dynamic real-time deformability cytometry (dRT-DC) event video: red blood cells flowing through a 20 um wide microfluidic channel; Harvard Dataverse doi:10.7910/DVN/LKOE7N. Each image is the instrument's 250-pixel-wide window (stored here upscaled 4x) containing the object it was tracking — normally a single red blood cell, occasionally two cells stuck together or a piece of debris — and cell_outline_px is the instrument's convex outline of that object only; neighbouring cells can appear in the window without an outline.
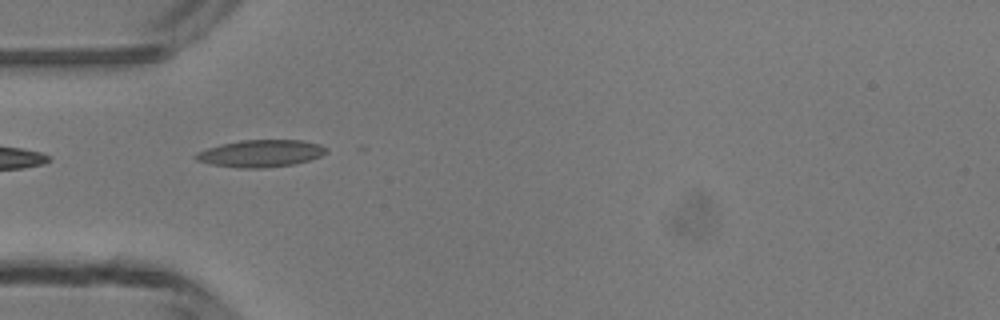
{"species": "common noctule bat (a hibernating species)", "species_latin": "Nyctalus noctula", "temperature_condition": "room temperature", "stored_images_in_passage": 2, "camera_frame_rate_fps": 3000, "um_per_image_px": 0.085, "animal": {"sex": "male", "body_mass_g": 13.3}, "frame": {"image": 1, "passage_image": 2, "time_ms": 1.0, "image_size_px": [1000, 320], "cell_outline_px": [[328, 152], [320, 156], [308, 160], [292, 164], [264, 168], [236, 168], [212, 164], [196, 160], [192, 156], [196, 152], [220, 144], [240, 140], [300, 140], [320, 144], [328, 148]], "centroid_in_image_um": [22.14, 13.04], "position_along_channel_um": 62.9, "area_um2": 20.69}}